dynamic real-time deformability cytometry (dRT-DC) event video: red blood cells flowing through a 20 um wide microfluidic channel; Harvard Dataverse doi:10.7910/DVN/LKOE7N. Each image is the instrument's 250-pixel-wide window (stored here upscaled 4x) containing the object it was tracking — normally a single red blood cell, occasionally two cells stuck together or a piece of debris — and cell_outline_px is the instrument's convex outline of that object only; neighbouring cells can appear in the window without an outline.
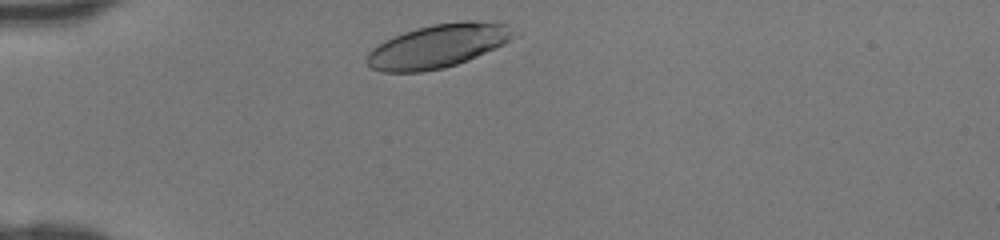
{"species": "human", "species_latin": "Homo sapiens", "temperature_condition": "room temperature", "stored_images_in_passage": 28, "camera_frame_rate_fps": 3000, "um_per_image_px": 0.085, "donor": {"sex": "female"}, "frame": {"image": 1, "passage_image": 2, "time_ms": 0.333, "image_size_px": [1000, 240], "cell_outline_px": [[524, 32], [504, 44], [476, 56], [456, 64], [444, 68], [420, 72], [380, 72], [372, 68], [364, 60], [368, 52], [372, 48], [404, 32], [416, 28], [432, 24], [464, 20], [472, 20], [508, 24]], "centroid_in_image_um": [37.31, 3.89], "position_along_channel_um": 47.7, "area_um2": 37.57}}
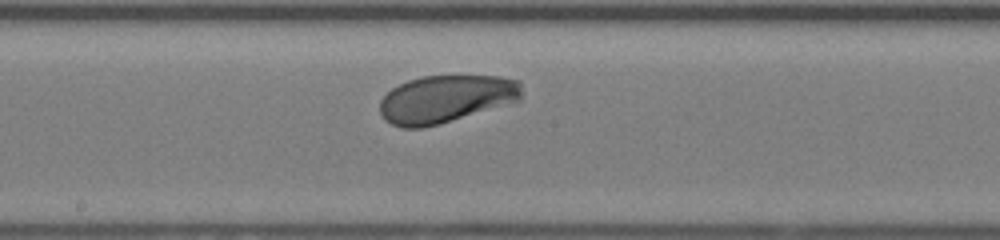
{"frame": {"image": 2, "passage_image": 15, "time_ms": 4.667, "image_size_px": [1000, 240], "cell_outline_px": [[524, 92], [520, 100], [440, 124], [420, 128], [400, 128], [384, 120], [380, 112], [380, 100], [392, 88], [408, 80], [424, 76], [500, 76], [520, 80]], "centroid_in_image_um": [37.92, 8.41], "position_along_channel_um": 210.3, "area_um2": 39.54}}
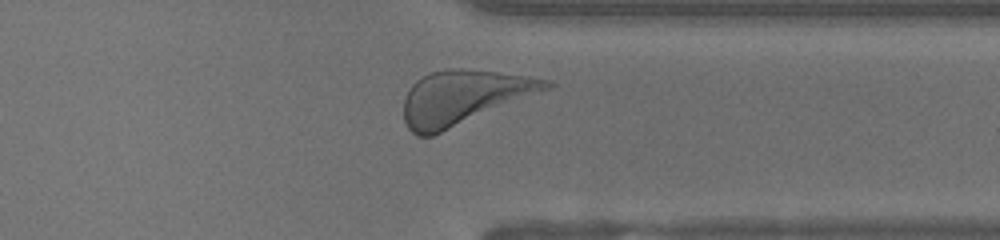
{"frame": {"image": 3, "passage_image": 26, "time_ms": 8.333, "image_size_px": [1000, 240], "cell_outline_px": [[556, 84], [552, 88], [432, 136], [416, 136], [408, 128], [404, 120], [404, 100], [412, 84], [416, 80], [432, 72], [448, 68], [464, 68], [496, 72], [552, 80]], "centroid_in_image_um": [39.41, 8.28], "position_along_channel_um": 372.0, "area_um2": 44.8}}